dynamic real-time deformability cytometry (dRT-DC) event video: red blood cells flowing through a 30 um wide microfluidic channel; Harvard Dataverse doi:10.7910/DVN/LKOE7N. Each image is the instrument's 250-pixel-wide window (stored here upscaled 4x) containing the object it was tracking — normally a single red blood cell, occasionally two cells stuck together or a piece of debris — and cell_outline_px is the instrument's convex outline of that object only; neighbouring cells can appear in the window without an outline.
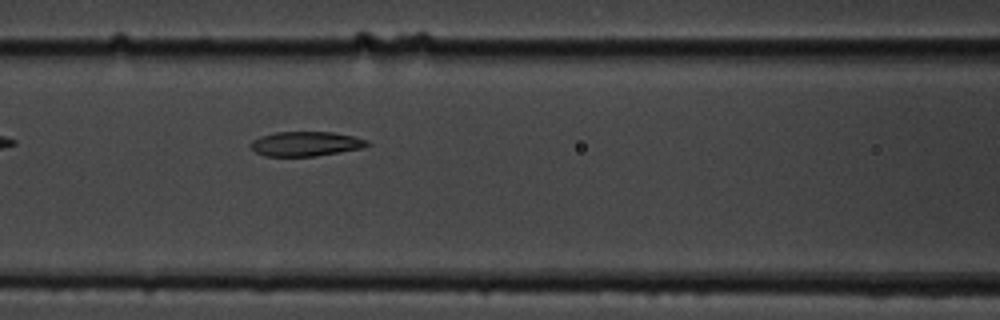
{"species": "common noctule bat (a hibernating species)", "species_latin": "Nyctalus noctula", "temperature_condition": "cold", "stored_images_in_passage": 7, "camera_frame_rate_fps": 3000, "um_per_image_px": 0.085, "animal": {"sex": "male", "body_mass_g": 19.5, "forearm_length_mm": 54.6}, "frame": {"image": 1, "passage_image": 7, "time_ms": 7.667, "image_size_px": [1000, 320], "cell_outline_px": [[372, 144], [364, 148], [316, 156], [264, 156], [256, 152], [252, 148], [252, 140], [260, 136], [276, 132], [332, 132], [352, 136], [368, 140]], "centroid_in_image_um": [26.03, 12.23], "position_along_channel_um": 140.6, "area_um2": 16.7}}